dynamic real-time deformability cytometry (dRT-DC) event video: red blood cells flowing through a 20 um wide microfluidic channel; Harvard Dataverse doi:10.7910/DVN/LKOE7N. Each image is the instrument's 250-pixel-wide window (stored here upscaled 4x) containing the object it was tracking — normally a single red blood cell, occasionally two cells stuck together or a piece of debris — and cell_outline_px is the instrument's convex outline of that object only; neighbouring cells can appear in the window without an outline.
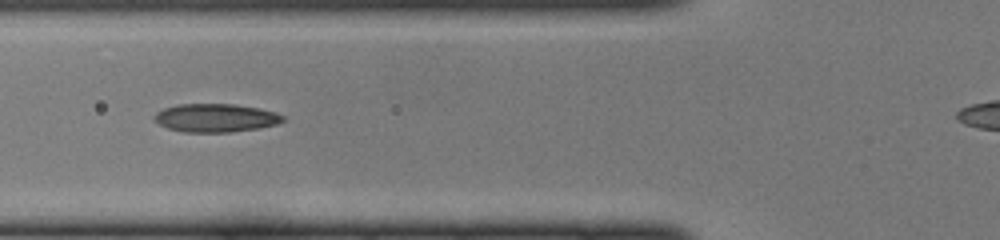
{"species": "common noctule bat (a hibernating species)", "species_latin": "Nyctalus noctula", "temperature_condition": "cold", "stored_images_in_passage": 34, "camera_frame_rate_fps": 3000, "um_per_image_px": 0.085, "animal": {"sex": "female", "body_mass_g": 22.0, "forearm_length_mm": 56.7}, "frame": {"image": 1, "passage_image": 10, "time_ms": 3.0, "image_size_px": [1000, 240], "cell_outline_px": [[284, 120], [276, 124], [260, 128], [232, 132], [184, 132], [168, 128], [160, 124], [152, 116], [156, 112], [164, 108], [176, 104], [236, 104], [260, 108], [276, 112], [284, 116]], "centroid_in_image_um": [18.34, 10.01], "position_along_channel_um": 107.5, "area_um2": 21.33}}
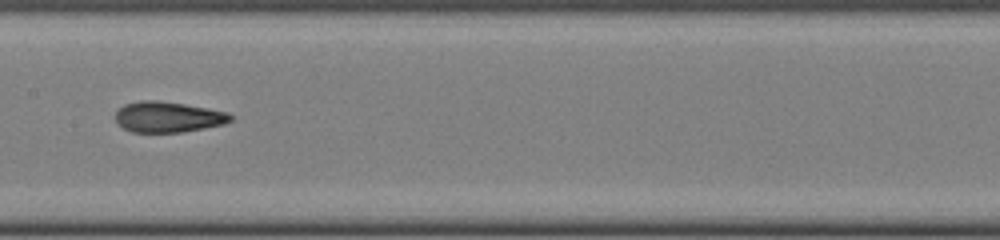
{"frame": {"image": 2, "passage_image": 16, "time_ms": 5.0, "image_size_px": [1000, 240], "cell_outline_px": [[232, 120], [224, 124], [184, 132], [132, 132], [124, 128], [116, 120], [116, 112], [124, 104], [140, 100], [156, 100], [184, 104], [208, 108], [228, 112], [232, 116]], "centroid_in_image_um": [14.3, 9.94], "position_along_channel_um": 193.1, "area_um2": 20.52}}
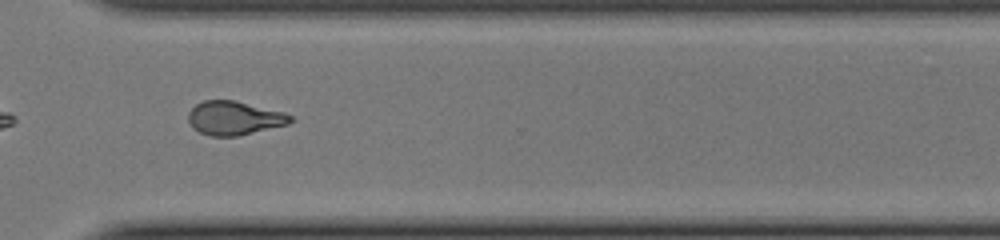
{"frame": {"image": 3, "passage_image": 27, "time_ms": 8.667, "image_size_px": [1000, 240], "cell_outline_px": [[296, 120], [288, 124], [236, 136], [208, 136], [192, 128], [188, 120], [188, 112], [196, 104], [204, 100], [236, 100], [284, 112], [292, 116]], "centroid_in_image_um": [19.91, 10.03], "position_along_channel_um": 350.7, "area_um2": 20.23}}